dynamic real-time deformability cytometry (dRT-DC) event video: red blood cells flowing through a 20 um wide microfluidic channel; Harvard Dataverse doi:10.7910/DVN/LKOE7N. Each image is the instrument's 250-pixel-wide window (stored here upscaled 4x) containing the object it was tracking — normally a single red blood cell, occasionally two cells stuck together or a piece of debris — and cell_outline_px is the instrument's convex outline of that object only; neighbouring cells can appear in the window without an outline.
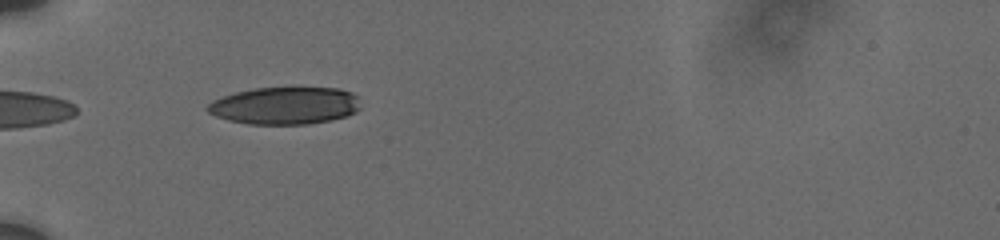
{"species": "human", "species_latin": "Homo sapiens", "temperature_condition": "cold", "stored_images_in_passage": 15, "segment_of_instrument_passage": [2, 2], "camera_frame_rate_fps": 3000, "um_per_image_px": 0.085, "donor": {"sex": "male"}, "frame": {"image": 1, "passage_image": 11, "time_ms": 7.0, "image_size_px": [1000, 240], "cell_outline_px": [[360, 108], [356, 112], [348, 116], [332, 120], [308, 124], [248, 124], [228, 120], [216, 116], [208, 112], [204, 108], [212, 100], [236, 92], [256, 88], [292, 84], [300, 84], [340, 88], [352, 92], [360, 96]], "centroid_in_image_um": [24.3, 8.92], "position_along_channel_um": 60.7, "area_um2": 34.97}}
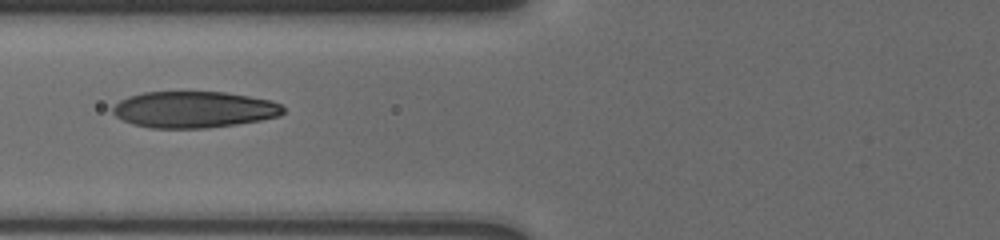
{"frame": {"image": 2, "passage_image": 13, "time_ms": 8.667, "image_size_px": [1000, 240], "cell_outline_px": [[284, 112], [280, 116], [260, 120], [236, 124], [208, 128], [152, 128], [132, 124], [116, 116], [112, 112], [112, 108], [120, 100], [128, 96], [144, 92], [224, 92], [272, 100], [280, 104], [284, 108]], "centroid_in_image_um": [16.49, 9.31], "position_along_channel_um": 109.3, "area_um2": 36.18}}